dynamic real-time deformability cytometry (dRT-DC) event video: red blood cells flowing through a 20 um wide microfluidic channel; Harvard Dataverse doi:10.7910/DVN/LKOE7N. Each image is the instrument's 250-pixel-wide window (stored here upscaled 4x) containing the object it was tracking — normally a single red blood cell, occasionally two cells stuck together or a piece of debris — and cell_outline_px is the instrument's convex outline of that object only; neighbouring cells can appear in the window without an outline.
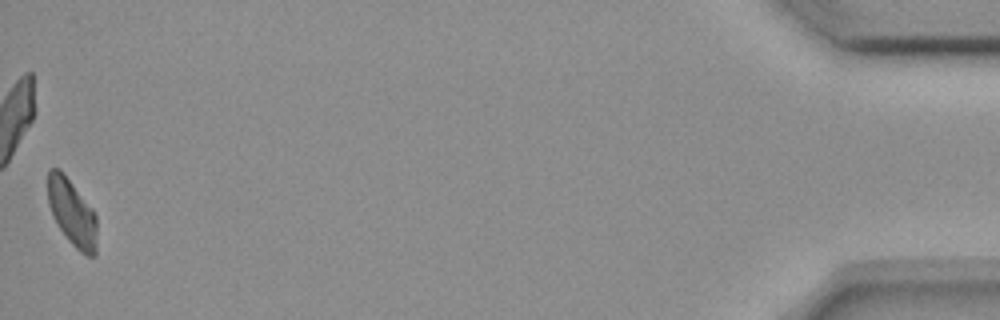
{"species": "common noctule bat (a hibernating species)", "species_latin": "Nyctalus noctula", "temperature_condition": "room temperature", "stored_images_in_passage": 54, "camera_frame_rate_fps": 3000, "um_per_image_px": 0.085, "animal": {"sex": "female", "body_mass_g": 18.4}, "frame": {"image": 1, "passage_image": 54, "time_ms": 17.667, "image_size_px": [1000, 320], "cell_outline_px": [[96, 256], [88, 256], [80, 252], [68, 240], [52, 216], [48, 204], [48, 168], [60, 168], [92, 208], [96, 216]], "centroid_in_image_um": [6.11, 18.06], "position_along_channel_um": 429.1, "area_um2": 19.07}, "authors_computed_cell_mechanics": {"area_um2": 20.6057, "velocity_mm_per_s": 3.6386, "shape_relaxation_time_tau1_ms": 6.2857, "shape_relaxation_time_tau2_ms": null, "deformation_change_tau1": 0.1268, "deformation_change_tau2": null}}